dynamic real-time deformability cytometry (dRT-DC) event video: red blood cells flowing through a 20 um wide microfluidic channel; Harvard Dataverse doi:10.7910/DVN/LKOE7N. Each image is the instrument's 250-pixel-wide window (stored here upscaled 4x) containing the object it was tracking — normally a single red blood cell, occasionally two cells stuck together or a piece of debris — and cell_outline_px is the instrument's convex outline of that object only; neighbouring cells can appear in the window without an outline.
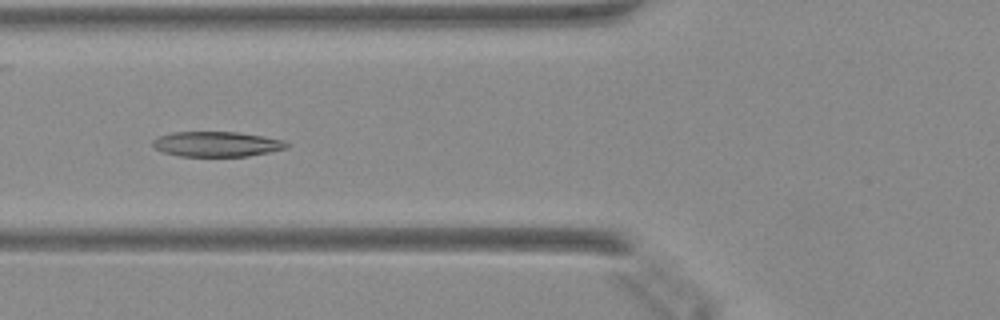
{"species": "Egyptian fruit bat (a non-hibernating species)", "species_latin": "Rousettus aegyptiacus", "temperature_condition": "warm", "stored_images_in_passage": 37, "camera_frame_rate_fps": 3000, "um_per_image_px": 0.085, "animal": {"sex": "female"}, "frame": {"image": 1, "passage_image": 6, "time_ms": 1.667, "image_size_px": [1000, 320], "cell_outline_px": [[288, 148], [248, 156], [180, 156], [164, 152], [156, 148], [152, 144], [152, 140], [160, 136], [172, 132], [236, 132], [284, 140], [288, 144]], "centroid_in_image_um": [18.41, 12.25], "position_along_channel_um": 107.4, "area_um2": 19.36}}
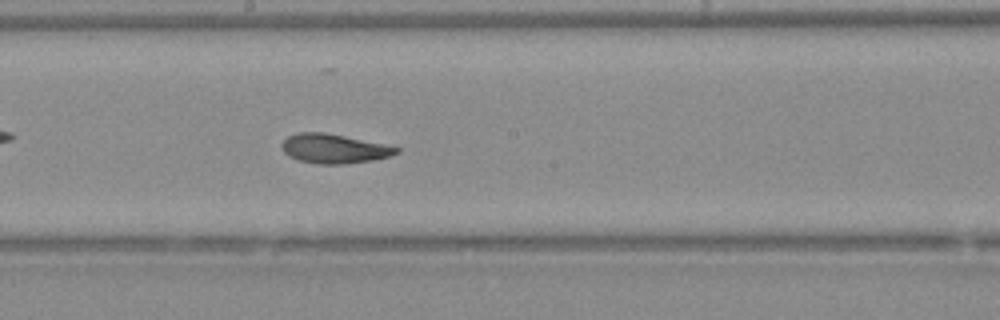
{"frame": {"image": 2, "passage_image": 14, "time_ms": 4.333, "image_size_px": [1000, 320], "cell_outline_px": [[400, 152], [388, 156], [372, 160], [344, 164], [316, 164], [296, 160], [288, 156], [284, 152], [280, 144], [288, 136], [296, 132], [324, 132], [344, 136], [400, 148]], "centroid_in_image_um": [28.32, 12.64], "position_along_channel_um": 219.9, "area_um2": 19.48}}
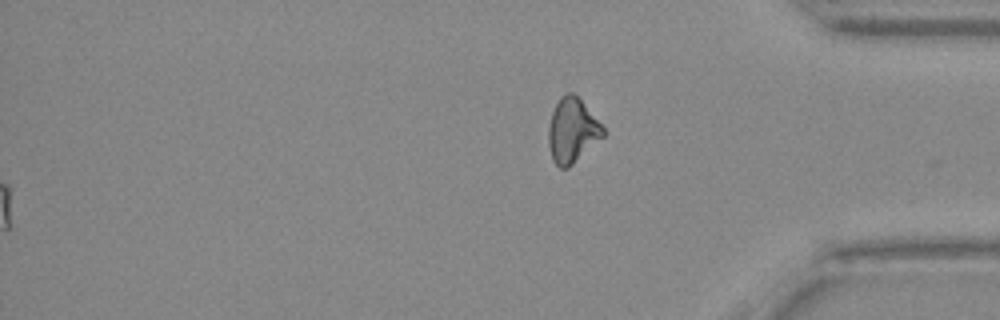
{"frame": {"image": 3, "passage_image": 37, "time_ms": 12.0, "image_size_px": [1000, 320], "cell_outline_px": [[604, 136], [568, 168], [560, 168], [552, 160], [548, 144], [548, 128], [552, 112], [560, 96], [564, 92], [572, 92], [580, 100], [604, 128]], "centroid_in_image_um": [48.61, 11.1], "position_along_channel_um": 386.6, "area_um2": 20.29}}